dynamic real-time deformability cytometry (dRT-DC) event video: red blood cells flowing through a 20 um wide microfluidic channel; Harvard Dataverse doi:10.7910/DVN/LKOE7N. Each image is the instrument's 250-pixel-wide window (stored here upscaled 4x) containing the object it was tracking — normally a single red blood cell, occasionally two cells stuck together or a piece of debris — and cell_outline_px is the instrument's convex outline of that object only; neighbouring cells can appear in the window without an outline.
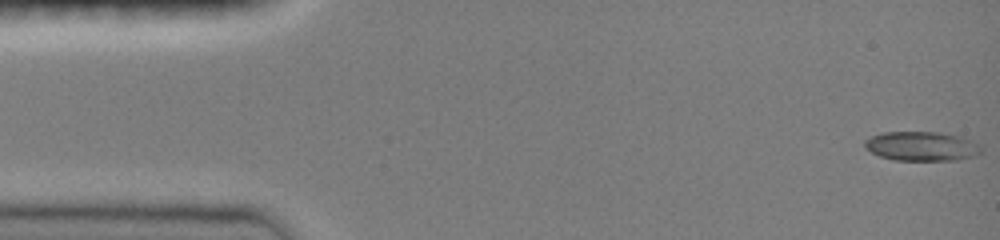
{"species": "common noctule bat (a hibernating species)", "species_latin": "Nyctalus noctula", "temperature_condition": "room temperature", "stored_images_in_passage": 47, "camera_frame_rate_fps": 3000, "um_per_image_px": 0.085, "animal": {"sex": "female", "body_mass_g": 19.0, "forearm_length_mm": 51.5}, "frame": {"image": 1, "passage_image": 1, "time_ms": 0.0, "image_size_px": [1000, 240], "cell_outline_px": [[980, 152], [976, 156], [956, 160], [892, 160], [880, 156], [864, 148], [864, 140], [872, 136], [884, 132], [940, 132], [960, 136], [980, 144]], "centroid_in_image_um": [78.33, 12.43], "position_along_channel_um": 6.7, "area_um2": 19.94}}
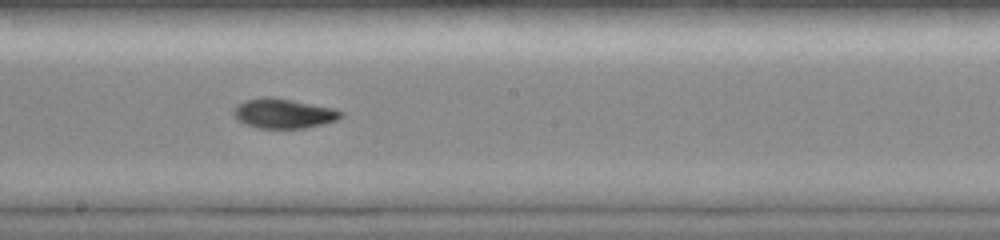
{"frame": {"image": 2, "passage_image": 26, "time_ms": 8.333, "image_size_px": [1000, 240], "cell_outline_px": [[344, 112], [336, 120], [324, 124], [304, 128], [256, 128], [244, 124], [236, 120], [232, 112], [232, 108], [236, 104], [244, 100], [264, 96], [268, 96], [292, 100], [332, 108]], "centroid_in_image_um": [24.01, 9.64], "position_along_channel_um": 224.2, "area_um2": 18.73}}
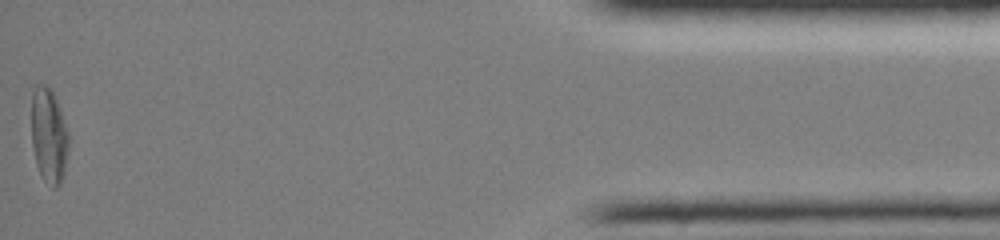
{"frame": {"image": 3, "passage_image": 47, "time_ms": 15.333, "image_size_px": [1000, 240], "cell_outline_px": [[68, 148], [64, 172], [60, 184], [56, 188], [52, 188], [40, 176], [36, 164], [32, 144], [32, 92], [36, 84], [44, 84], [52, 88], [60, 108], [68, 132]], "centroid_in_image_um": [4.15, 11.51], "position_along_channel_um": 431.1, "area_um2": 20.75}, "authors_computed_cell_mechanics": {"area_um2": 18.6116, "velocity_mm_per_s": 4.0753, "shape_relaxation_time_tau1_ms": 4.6226, "shape_relaxation_time_tau2_ms": 9.1286, "deformation_change_tau1": 0.1648, "deformation_change_tau2": 0.119}}